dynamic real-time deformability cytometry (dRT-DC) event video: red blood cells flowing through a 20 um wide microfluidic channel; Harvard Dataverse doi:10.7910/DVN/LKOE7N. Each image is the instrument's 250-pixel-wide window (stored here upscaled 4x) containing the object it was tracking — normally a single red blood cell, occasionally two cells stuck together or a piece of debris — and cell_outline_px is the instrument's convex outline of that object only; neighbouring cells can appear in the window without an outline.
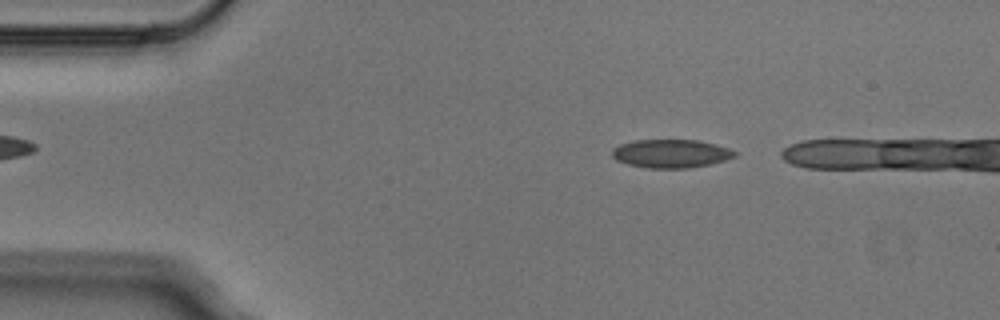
{"species": "Egyptian fruit bat (a non-hibernating species)", "species_latin": "Rousettus aegyptiacus", "temperature_condition": "cold", "stored_images_in_passage": 3, "camera_frame_rate_fps": 3000, "um_per_image_px": 0.085, "animal": {"sex": "male"}, "frame": {"image": 1, "passage_image": 1, "time_ms": 0.0, "image_size_px": [1000, 320], "cell_outline_px": [[736, 156], [724, 160], [708, 164], [688, 168], [648, 168], [628, 164], [616, 160], [612, 156], [612, 148], [620, 144], [636, 140], [700, 140], [716, 144], [728, 148], [736, 152]], "centroid_in_image_um": [57.01, 13.05], "position_along_channel_um": 28.0, "area_um2": 20.23}}